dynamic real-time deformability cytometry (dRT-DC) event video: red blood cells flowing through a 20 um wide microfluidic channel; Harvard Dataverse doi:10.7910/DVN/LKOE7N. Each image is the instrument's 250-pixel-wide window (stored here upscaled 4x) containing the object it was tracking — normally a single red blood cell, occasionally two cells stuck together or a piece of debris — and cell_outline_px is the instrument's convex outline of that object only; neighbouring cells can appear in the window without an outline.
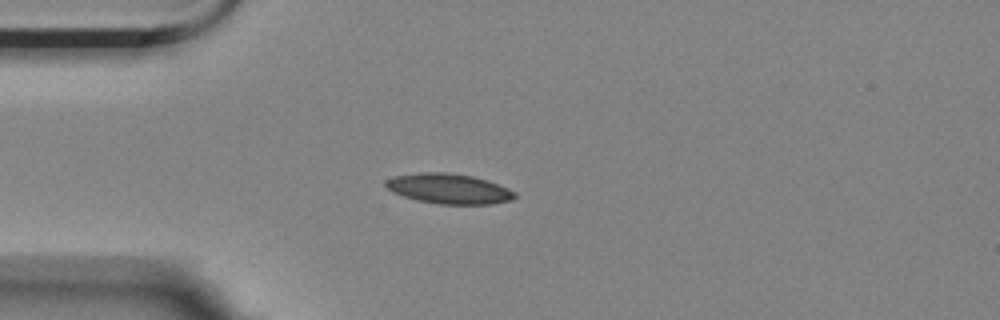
{"species": "Egyptian fruit bat (a non-hibernating species)", "species_latin": "Rousettus aegyptiacus", "temperature_condition": "room temperature", "stored_images_in_passage": 4, "camera_frame_rate_fps": 3000, "um_per_image_px": 0.085, "animal": {"sex": "female"}, "frame": {"image": 1, "passage_image": 4, "time_ms": 1.0, "image_size_px": [1000, 320], "cell_outline_px": [[516, 196], [512, 200], [492, 204], [440, 204], [416, 200], [392, 192], [384, 184], [384, 180], [396, 176], [420, 172], [448, 172], [472, 176], [488, 180], [508, 188], [516, 192]], "centroid_in_image_um": [38.17, 16.04], "position_along_channel_um": 46.8, "area_um2": 22.72}}